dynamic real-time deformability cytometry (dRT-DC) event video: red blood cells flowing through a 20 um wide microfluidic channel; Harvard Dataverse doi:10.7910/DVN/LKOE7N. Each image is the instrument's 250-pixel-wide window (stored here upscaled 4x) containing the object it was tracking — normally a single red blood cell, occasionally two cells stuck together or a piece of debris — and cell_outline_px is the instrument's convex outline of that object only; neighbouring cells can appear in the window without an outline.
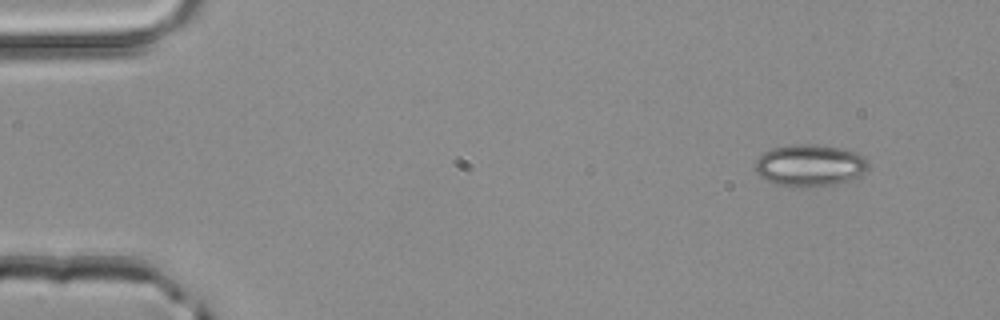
{"species": "common noctule bat (a hibernating species)", "species_latin": "Nyctalus noctula", "temperature_condition": "room temperature", "stored_images_in_passage": 3, "camera_frame_rate_fps": 3000, "um_per_image_px": 0.085, "animal": {"sex": "male", "body_mass_g": 20.4}, "frame": {"image": 1, "passage_image": 1, "time_ms": 0.0, "image_size_px": [1000, 320], "cell_outline_px": [[868, 168], [860, 176], [848, 180], [832, 184], [776, 184], [760, 176], [756, 172], [756, 160], [764, 152], [772, 148], [792, 144], [812, 144], [840, 148], [856, 152], [864, 156], [868, 160]], "centroid_in_image_um": [68.86, 14.0], "position_along_channel_um": 16.1, "area_um2": 26.76}}
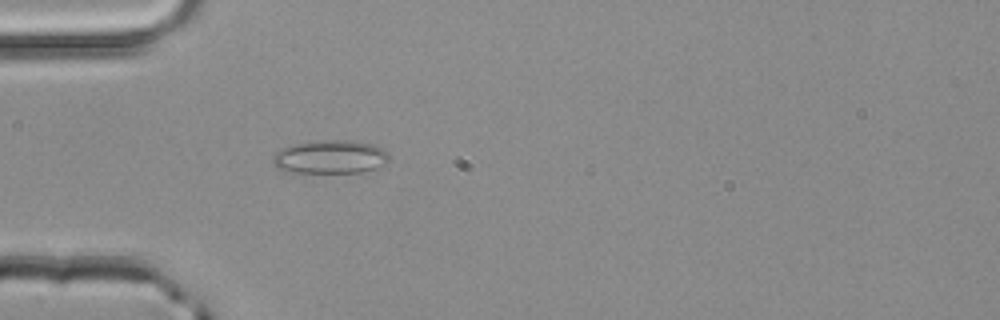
{"frame": {"image": 2, "passage_image": 3, "time_ms": 0.667, "image_size_px": [1000, 320], "cell_outline_px": [[388, 164], [360, 172], [288, 172], [276, 168], [272, 160], [272, 156], [276, 152], [284, 148], [296, 144], [324, 140], [348, 140], [372, 144], [384, 148], [388, 156]], "centroid_in_image_um": [28.08, 13.34], "position_along_channel_um": 56.9, "area_um2": 22.48}}